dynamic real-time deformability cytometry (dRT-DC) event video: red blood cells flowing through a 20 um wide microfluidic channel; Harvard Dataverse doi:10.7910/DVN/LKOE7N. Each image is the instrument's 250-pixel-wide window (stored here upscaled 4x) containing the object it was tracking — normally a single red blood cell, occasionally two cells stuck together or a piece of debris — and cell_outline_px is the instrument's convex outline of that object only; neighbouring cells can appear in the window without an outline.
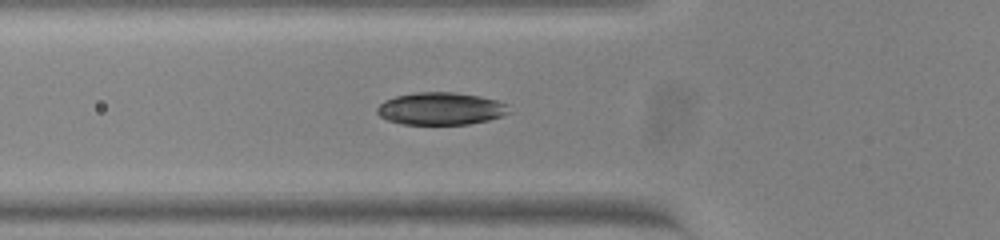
{"species": "common noctule bat (a hibernating species)", "species_latin": "Nyctalus noctula", "temperature_condition": "warm", "stored_images_in_passage": 35, "camera_frame_rate_fps": 3000, "um_per_image_px": 0.085, "animal": {"sex": "female", "body_mass_g": 23.0, "forearm_length_mm": 53.4}, "frame": {"image": 1, "passage_image": 2, "time_ms": 0.333, "image_size_px": [1000, 240], "cell_outline_px": [[512, 112], [488, 120], [468, 124], [400, 124], [388, 120], [380, 116], [376, 112], [376, 108], [384, 100], [396, 96], [416, 92], [452, 92], [480, 96], [496, 100], [508, 104]], "centroid_in_image_um": [37.47, 9.23], "position_along_channel_um": 88.3, "area_um2": 25.03}}
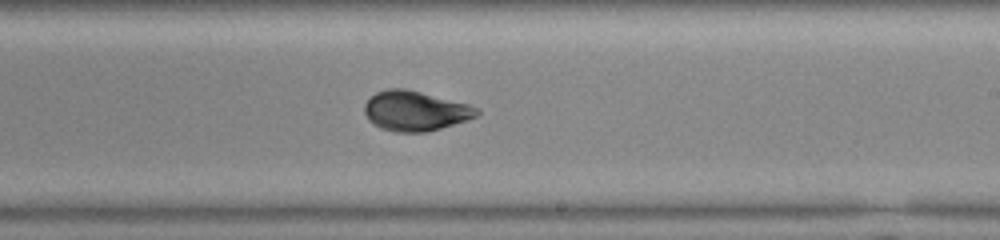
{"frame": {"image": 2, "passage_image": 15, "time_ms": 4.667, "image_size_px": [1000, 240], "cell_outline_px": [[480, 112], [476, 116], [440, 128], [424, 132], [396, 132], [380, 128], [372, 124], [368, 120], [364, 112], [364, 104], [376, 92], [388, 88], [404, 88], [468, 104], [480, 108]], "centroid_in_image_um": [35.25, 9.43], "position_along_channel_um": 253.7, "area_um2": 25.89}}
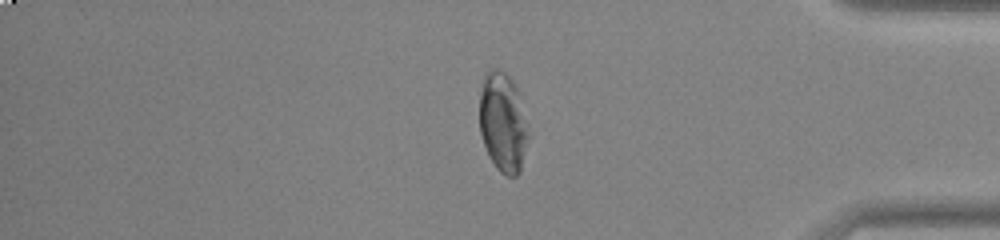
{"frame": {"image": 3, "passage_image": 28, "time_ms": 9.0, "image_size_px": [1000, 240], "cell_outline_px": [[528, 136], [520, 172], [516, 176], [508, 176], [500, 172], [496, 168], [488, 156], [480, 132], [480, 92], [484, 72], [488, 68], [500, 68], [512, 80], [516, 88], [528, 124]], "centroid_in_image_um": [42.73, 10.38], "position_along_channel_um": 392.5, "area_um2": 28.44}}